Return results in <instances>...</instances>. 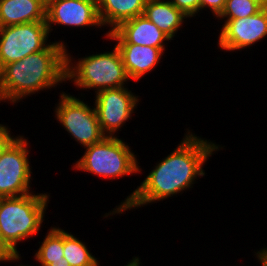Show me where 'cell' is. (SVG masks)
<instances>
[{"mask_svg":"<svg viewBox=\"0 0 267 266\" xmlns=\"http://www.w3.org/2000/svg\"><path fill=\"white\" fill-rule=\"evenodd\" d=\"M188 130V131H187ZM186 133L170 154L156 162L153 169L125 200H122L103 217L125 214L128 210L139 209L176 196L193 188L200 177L206 175L203 169L209 158L225 146L197 136L186 128ZM199 178V179H198Z\"/></svg>","mask_w":267,"mask_h":266,"instance_id":"obj_1","label":"cell"},{"mask_svg":"<svg viewBox=\"0 0 267 266\" xmlns=\"http://www.w3.org/2000/svg\"><path fill=\"white\" fill-rule=\"evenodd\" d=\"M63 40L52 41L44 50L0 69V103L16 105L28 96L66 83V48Z\"/></svg>","mask_w":267,"mask_h":266,"instance_id":"obj_2","label":"cell"},{"mask_svg":"<svg viewBox=\"0 0 267 266\" xmlns=\"http://www.w3.org/2000/svg\"><path fill=\"white\" fill-rule=\"evenodd\" d=\"M49 194L32 192L16 197H0V237L19 259H22L17 248L20 243L37 236L42 230Z\"/></svg>","mask_w":267,"mask_h":266,"instance_id":"obj_3","label":"cell"},{"mask_svg":"<svg viewBox=\"0 0 267 266\" xmlns=\"http://www.w3.org/2000/svg\"><path fill=\"white\" fill-rule=\"evenodd\" d=\"M73 83L80 91L94 94L105 89L128 86L126 73L119 50L114 44L111 51L85 55L77 60L66 48V82ZM88 89V90H87ZM90 89V90H89ZM87 90V91H86Z\"/></svg>","mask_w":267,"mask_h":266,"instance_id":"obj_4","label":"cell"},{"mask_svg":"<svg viewBox=\"0 0 267 266\" xmlns=\"http://www.w3.org/2000/svg\"><path fill=\"white\" fill-rule=\"evenodd\" d=\"M84 149V154L73 162L71 169L113 181L142 173L137 155L119 136H106Z\"/></svg>","mask_w":267,"mask_h":266,"instance_id":"obj_5","label":"cell"},{"mask_svg":"<svg viewBox=\"0 0 267 266\" xmlns=\"http://www.w3.org/2000/svg\"><path fill=\"white\" fill-rule=\"evenodd\" d=\"M59 97L53 116L71 139L85 148L106 137L101 130L94 104L90 106L84 99L64 91H61Z\"/></svg>","mask_w":267,"mask_h":266,"instance_id":"obj_6","label":"cell"},{"mask_svg":"<svg viewBox=\"0 0 267 266\" xmlns=\"http://www.w3.org/2000/svg\"><path fill=\"white\" fill-rule=\"evenodd\" d=\"M49 37L46 21L0 27V69L44 50L51 43Z\"/></svg>","mask_w":267,"mask_h":266,"instance_id":"obj_7","label":"cell"},{"mask_svg":"<svg viewBox=\"0 0 267 266\" xmlns=\"http://www.w3.org/2000/svg\"><path fill=\"white\" fill-rule=\"evenodd\" d=\"M28 137L20 135L0 158V197H16L35 192L31 187ZM33 190V191H32Z\"/></svg>","mask_w":267,"mask_h":266,"instance_id":"obj_8","label":"cell"},{"mask_svg":"<svg viewBox=\"0 0 267 266\" xmlns=\"http://www.w3.org/2000/svg\"><path fill=\"white\" fill-rule=\"evenodd\" d=\"M94 106L102 132L106 136H116L118 131L132 119L140 97L128 86L105 89L94 94ZM116 133V134H115Z\"/></svg>","mask_w":267,"mask_h":266,"instance_id":"obj_9","label":"cell"},{"mask_svg":"<svg viewBox=\"0 0 267 266\" xmlns=\"http://www.w3.org/2000/svg\"><path fill=\"white\" fill-rule=\"evenodd\" d=\"M224 20L218 35L217 46L223 52L247 49L267 37V6L258 13L237 19Z\"/></svg>","mask_w":267,"mask_h":266,"instance_id":"obj_10","label":"cell"},{"mask_svg":"<svg viewBox=\"0 0 267 266\" xmlns=\"http://www.w3.org/2000/svg\"><path fill=\"white\" fill-rule=\"evenodd\" d=\"M46 22L51 36L53 27L100 28L97 0H49L46 8ZM56 27H55V26Z\"/></svg>","mask_w":267,"mask_h":266,"instance_id":"obj_11","label":"cell"},{"mask_svg":"<svg viewBox=\"0 0 267 266\" xmlns=\"http://www.w3.org/2000/svg\"><path fill=\"white\" fill-rule=\"evenodd\" d=\"M104 34L106 40L111 42L150 46L160 48L163 52L166 51L167 41L171 42V39L143 14L122 22L116 29Z\"/></svg>","mask_w":267,"mask_h":266,"instance_id":"obj_12","label":"cell"},{"mask_svg":"<svg viewBox=\"0 0 267 266\" xmlns=\"http://www.w3.org/2000/svg\"><path fill=\"white\" fill-rule=\"evenodd\" d=\"M126 73L131 81H139L160 64L165 54L160 48L132 43H116ZM156 66V67H155Z\"/></svg>","mask_w":267,"mask_h":266,"instance_id":"obj_13","label":"cell"},{"mask_svg":"<svg viewBox=\"0 0 267 266\" xmlns=\"http://www.w3.org/2000/svg\"><path fill=\"white\" fill-rule=\"evenodd\" d=\"M45 0H0V27L46 21Z\"/></svg>","mask_w":267,"mask_h":266,"instance_id":"obj_14","label":"cell"},{"mask_svg":"<svg viewBox=\"0 0 267 266\" xmlns=\"http://www.w3.org/2000/svg\"><path fill=\"white\" fill-rule=\"evenodd\" d=\"M147 0H97L98 15L108 33L122 22L144 13Z\"/></svg>","mask_w":267,"mask_h":266,"instance_id":"obj_15","label":"cell"},{"mask_svg":"<svg viewBox=\"0 0 267 266\" xmlns=\"http://www.w3.org/2000/svg\"><path fill=\"white\" fill-rule=\"evenodd\" d=\"M143 15L171 40L189 18L168 0H147Z\"/></svg>","mask_w":267,"mask_h":266,"instance_id":"obj_16","label":"cell"},{"mask_svg":"<svg viewBox=\"0 0 267 266\" xmlns=\"http://www.w3.org/2000/svg\"><path fill=\"white\" fill-rule=\"evenodd\" d=\"M39 243L34 259L39 266H70L64 258V229L51 226ZM32 266V265H29Z\"/></svg>","mask_w":267,"mask_h":266,"instance_id":"obj_17","label":"cell"},{"mask_svg":"<svg viewBox=\"0 0 267 266\" xmlns=\"http://www.w3.org/2000/svg\"><path fill=\"white\" fill-rule=\"evenodd\" d=\"M64 258L70 266H99L95 255L88 250L85 242L64 230Z\"/></svg>","mask_w":267,"mask_h":266,"instance_id":"obj_18","label":"cell"},{"mask_svg":"<svg viewBox=\"0 0 267 266\" xmlns=\"http://www.w3.org/2000/svg\"><path fill=\"white\" fill-rule=\"evenodd\" d=\"M267 6V0H226V5L217 19H237L258 13Z\"/></svg>","mask_w":267,"mask_h":266,"instance_id":"obj_19","label":"cell"},{"mask_svg":"<svg viewBox=\"0 0 267 266\" xmlns=\"http://www.w3.org/2000/svg\"><path fill=\"white\" fill-rule=\"evenodd\" d=\"M178 10L182 11L189 20L193 17L200 16V0H168Z\"/></svg>","mask_w":267,"mask_h":266,"instance_id":"obj_20","label":"cell"},{"mask_svg":"<svg viewBox=\"0 0 267 266\" xmlns=\"http://www.w3.org/2000/svg\"><path fill=\"white\" fill-rule=\"evenodd\" d=\"M226 5V0H200V11L210 10L215 20L221 15Z\"/></svg>","mask_w":267,"mask_h":266,"instance_id":"obj_21","label":"cell"},{"mask_svg":"<svg viewBox=\"0 0 267 266\" xmlns=\"http://www.w3.org/2000/svg\"><path fill=\"white\" fill-rule=\"evenodd\" d=\"M11 129L6 124H0V158L5 150L20 136L12 135Z\"/></svg>","mask_w":267,"mask_h":266,"instance_id":"obj_22","label":"cell"},{"mask_svg":"<svg viewBox=\"0 0 267 266\" xmlns=\"http://www.w3.org/2000/svg\"><path fill=\"white\" fill-rule=\"evenodd\" d=\"M0 260H3L4 263L6 262H18L19 259L3 242L0 237Z\"/></svg>","mask_w":267,"mask_h":266,"instance_id":"obj_23","label":"cell"},{"mask_svg":"<svg viewBox=\"0 0 267 266\" xmlns=\"http://www.w3.org/2000/svg\"><path fill=\"white\" fill-rule=\"evenodd\" d=\"M254 256H256L255 258H257L258 263L260 262L261 266H267V247L260 248V250L254 252Z\"/></svg>","mask_w":267,"mask_h":266,"instance_id":"obj_24","label":"cell"},{"mask_svg":"<svg viewBox=\"0 0 267 266\" xmlns=\"http://www.w3.org/2000/svg\"><path fill=\"white\" fill-rule=\"evenodd\" d=\"M141 258H139L138 256H133L132 259L127 263V265L124 266H140L141 263Z\"/></svg>","mask_w":267,"mask_h":266,"instance_id":"obj_25","label":"cell"},{"mask_svg":"<svg viewBox=\"0 0 267 266\" xmlns=\"http://www.w3.org/2000/svg\"><path fill=\"white\" fill-rule=\"evenodd\" d=\"M17 266H29V264L24 265L23 263L22 264L20 263L19 265L17 264Z\"/></svg>","mask_w":267,"mask_h":266,"instance_id":"obj_26","label":"cell"}]
</instances>
